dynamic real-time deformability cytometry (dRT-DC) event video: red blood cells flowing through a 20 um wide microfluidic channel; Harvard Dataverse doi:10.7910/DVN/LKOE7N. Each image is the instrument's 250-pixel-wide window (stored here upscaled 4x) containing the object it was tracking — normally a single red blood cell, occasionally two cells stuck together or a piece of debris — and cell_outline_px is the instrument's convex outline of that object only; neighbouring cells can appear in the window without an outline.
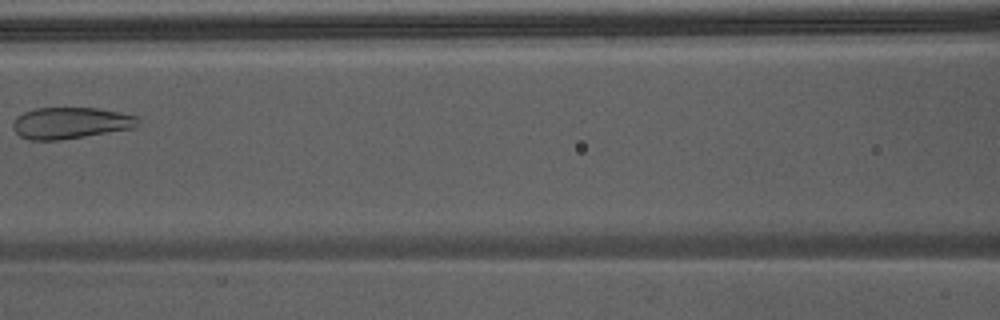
{"species": "Egyptian fruit bat (a non-hibernating species)", "species_latin": "Rousettus aegyptiacus", "temperature_condition": "warm", "stored_images_in_passage": 4, "camera_frame_rate_fps": 3000, "um_per_image_px": 0.085, "animal": {"sex": "male"}, "frame": {"image": 1, "passage_image": 4, "time_ms": 1.0, "image_size_px": [1000, 320], "cell_outline_px": [[140, 124], [136, 128], [60, 140], [28, 140], [20, 136], [12, 128], [12, 124], [16, 116], [24, 112], [36, 108], [96, 108], [140, 116]], "centroid_in_image_um": [6.03, 10.46], "position_along_channel_um": 160.6, "area_um2": 23.18}}